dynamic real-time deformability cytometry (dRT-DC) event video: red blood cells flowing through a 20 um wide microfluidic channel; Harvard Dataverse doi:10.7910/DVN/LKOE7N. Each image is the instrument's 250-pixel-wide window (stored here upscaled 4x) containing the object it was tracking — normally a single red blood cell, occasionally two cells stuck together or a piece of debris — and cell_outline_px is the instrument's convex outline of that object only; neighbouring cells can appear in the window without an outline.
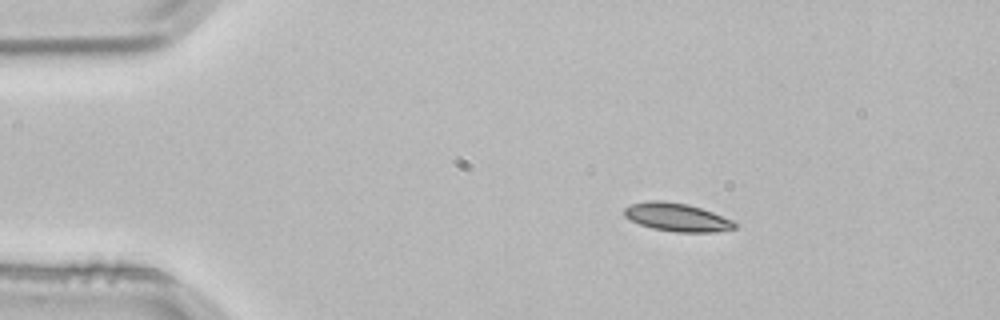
{"species": "common noctule bat (a hibernating species)", "species_latin": "Nyctalus noctula", "temperature_condition": "room temperature", "stored_images_in_passage": 2, "camera_frame_rate_fps": 3000, "um_per_image_px": 0.085, "animal": {"sex": "male", "body_mass_g": 21.5, "forearm_length_mm": 52.0}, "frame": {"image": 1, "passage_image": 1, "time_ms": 0.0, "image_size_px": [1000, 320], "cell_outline_px": [[736, 228], [716, 232], [676, 232], [652, 228], [640, 224], [624, 216], [624, 208], [632, 204], [648, 200], [664, 200], [688, 204], [712, 212], [732, 220], [736, 224]], "centroid_in_image_um": [57.53, 18.46], "position_along_channel_um": 27.5, "area_um2": 18.09}}
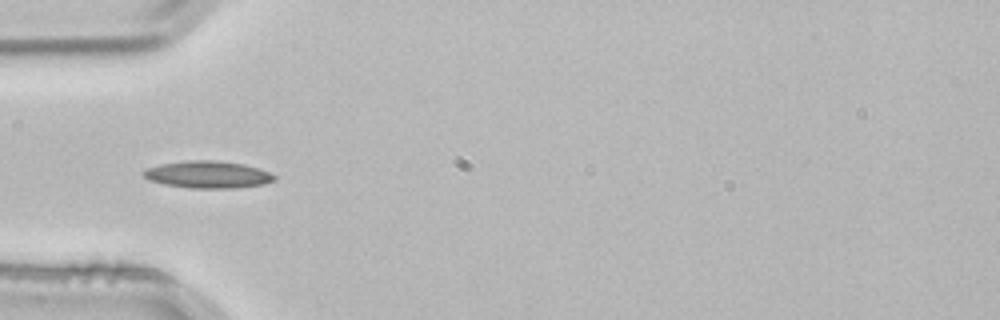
{"frame": {"image": 2, "passage_image": 2, "time_ms": 0.333, "image_size_px": [1000, 320], "cell_outline_px": [[276, 180], [264, 184], [232, 188], [188, 188], [164, 184], [148, 180], [144, 176], [144, 168], [160, 164], [188, 160], [216, 160], [244, 164], [268, 172], [276, 176]], "centroid_in_image_um": [17.64, 14.83], "position_along_channel_um": 67.4, "area_um2": 20.69}}